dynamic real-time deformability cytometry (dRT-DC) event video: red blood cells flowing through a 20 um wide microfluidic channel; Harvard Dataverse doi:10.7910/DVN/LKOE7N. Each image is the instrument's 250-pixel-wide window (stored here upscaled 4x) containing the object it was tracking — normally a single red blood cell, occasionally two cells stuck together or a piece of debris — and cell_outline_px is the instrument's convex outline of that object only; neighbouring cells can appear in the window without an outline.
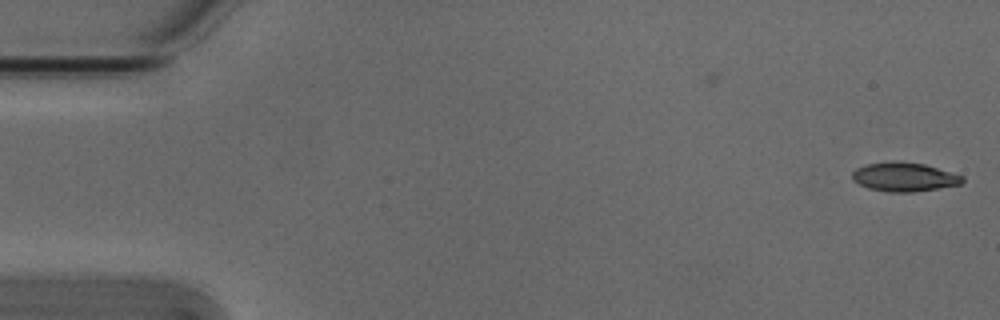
{"species": "Egyptian fruit bat (a non-hibernating species)", "species_latin": "Rousettus aegyptiacus", "temperature_condition": "cold", "stored_images_in_passage": 3, "camera_frame_rate_fps": 3000, "um_per_image_px": 0.085, "animal": {"sex": "male"}, "frame": {"image": 1, "passage_image": 3, "time_ms": 0.667, "image_size_px": [1000, 320], "cell_outline_px": [[964, 180], [960, 184], [912, 192], [888, 192], [868, 188], [852, 180], [852, 172], [856, 168], [864, 164], [892, 160], [924, 164], [964, 176]], "centroid_in_image_um": [76.81, 15.02], "position_along_channel_um": 8.2, "area_um2": 18.61}}